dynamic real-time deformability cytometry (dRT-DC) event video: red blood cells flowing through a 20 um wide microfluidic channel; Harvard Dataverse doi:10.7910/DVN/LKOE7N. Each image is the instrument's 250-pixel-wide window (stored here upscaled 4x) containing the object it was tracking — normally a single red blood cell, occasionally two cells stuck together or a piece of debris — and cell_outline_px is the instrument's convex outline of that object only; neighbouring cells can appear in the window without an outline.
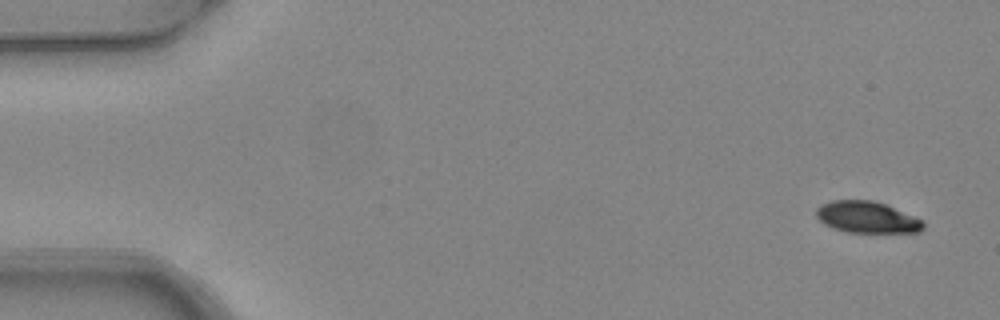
{"species": "common noctule bat (a hibernating species)", "species_latin": "Nyctalus noctula", "temperature_condition": "warm", "stored_images_in_passage": 5, "camera_frame_rate_fps": 3000, "um_per_image_px": 0.085, "animal": {"sex": "female", "body_mass_g": 24.6, "forearm_length_mm": 56.2}, "frame": {"image": 1, "passage_image": 1, "time_ms": 0.0, "image_size_px": [1000, 320], "cell_outline_px": [[924, 228], [920, 232], [844, 232], [832, 228], [824, 224], [816, 216], [816, 208], [820, 204], [832, 200], [872, 200], [884, 204], [912, 216], [920, 220], [924, 224]], "centroid_in_image_um": [73.62, 18.47], "position_along_channel_um": 11.4, "area_um2": 19.48}}
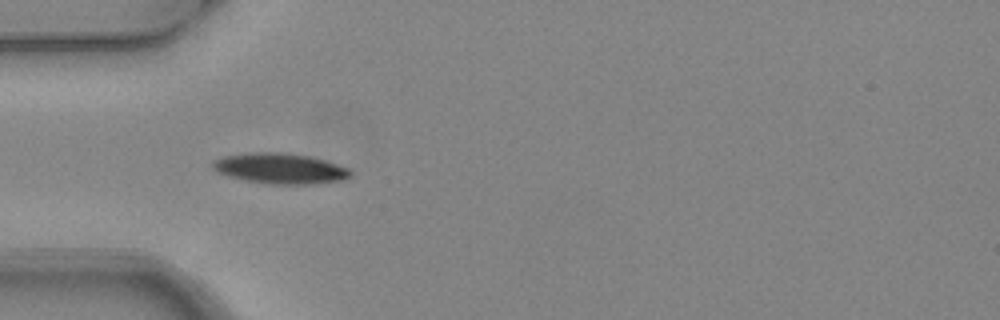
{"frame": {"image": 2, "passage_image": 4, "time_ms": 1.0, "image_size_px": [1000, 320], "cell_outline_px": [[352, 176], [336, 180], [316, 184], [268, 184], [228, 176], [216, 172], [212, 168], [212, 160], [224, 156], [248, 152], [288, 152], [308, 156], [324, 160], [348, 168], [352, 172]], "centroid_in_image_um": [23.76, 14.31], "position_along_channel_um": 61.2, "area_um2": 24.51}}
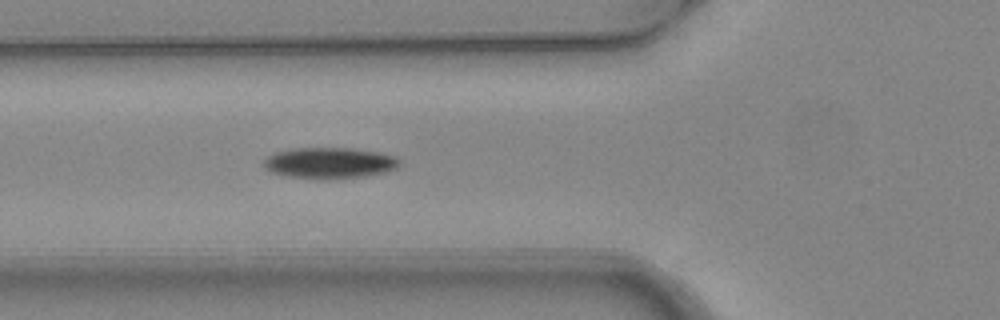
{"frame": {"image": 3, "passage_image": 5, "time_ms": 1.333, "image_size_px": [1000, 320], "cell_outline_px": [[400, 164], [396, 168], [384, 172], [368, 176], [320, 180], [312, 180], [284, 176], [272, 172], [264, 168], [264, 160], [268, 156], [276, 152], [292, 148], [352, 148], [376, 152], [396, 156], [400, 160]], "centroid_in_image_um": [27.99, 13.87], "position_along_channel_um": 97.8, "area_um2": 24.91}}